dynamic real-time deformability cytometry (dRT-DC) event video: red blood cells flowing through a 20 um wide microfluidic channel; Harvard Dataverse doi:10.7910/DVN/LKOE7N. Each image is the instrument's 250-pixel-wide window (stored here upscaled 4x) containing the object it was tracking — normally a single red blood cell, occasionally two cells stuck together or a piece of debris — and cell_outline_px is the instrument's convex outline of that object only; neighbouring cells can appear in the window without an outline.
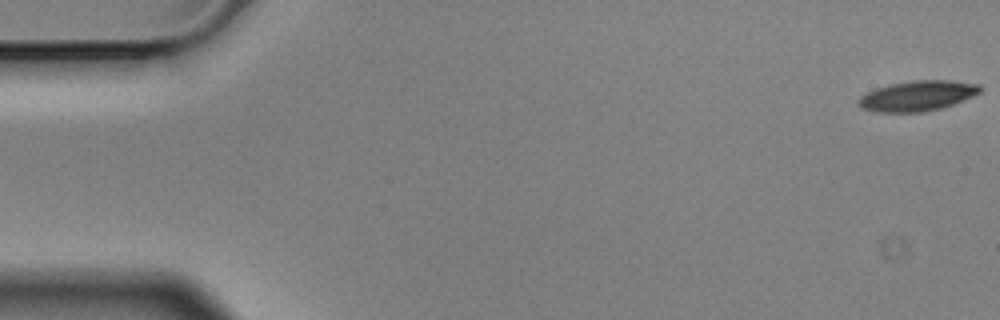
{"species": "Egyptian fruit bat (a non-hibernating species)", "species_latin": "Rousettus aegyptiacus", "temperature_condition": "cold", "stored_images_in_passage": 8, "camera_frame_rate_fps": 3000, "um_per_image_px": 0.085, "animal": {"sex": "male"}, "frame": {"image": 1, "passage_image": 1, "time_ms": 0.0, "image_size_px": [1000, 320], "cell_outline_px": [[980, 88], [976, 92], [948, 104], [932, 108], [868, 108], [860, 100], [876, 92], [888, 88], [904, 84], [964, 84]], "centroid_in_image_um": [78.06, 8.15], "position_along_channel_um": 6.9, "area_um2": 15.43}}